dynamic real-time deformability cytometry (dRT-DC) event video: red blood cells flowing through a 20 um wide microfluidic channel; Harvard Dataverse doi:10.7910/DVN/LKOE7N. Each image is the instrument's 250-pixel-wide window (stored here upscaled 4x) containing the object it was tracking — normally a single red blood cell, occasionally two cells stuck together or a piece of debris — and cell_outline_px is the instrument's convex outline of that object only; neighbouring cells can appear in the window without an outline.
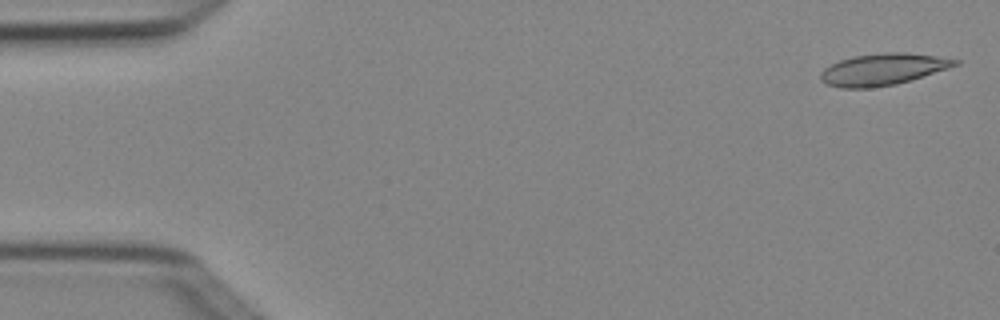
{"species": "Egyptian fruit bat (a non-hibernating species)", "species_latin": "Rousettus aegyptiacus", "temperature_condition": "cold", "stored_images_in_passage": 4, "camera_frame_rate_fps": 3000, "um_per_image_px": 0.085, "animal": {"sex": "female"}, "frame": {"image": 1, "passage_image": 1, "time_ms": 0.0, "image_size_px": [1000, 320], "cell_outline_px": [[960, 64], [948, 68], [896, 84], [868, 88], [840, 88], [828, 84], [820, 80], [820, 72], [824, 68], [840, 60], [852, 56], [884, 52], [904, 52], [936, 56], [960, 60]], "centroid_in_image_um": [75.02, 5.89], "position_along_channel_um": 10.0, "area_um2": 24.68}}
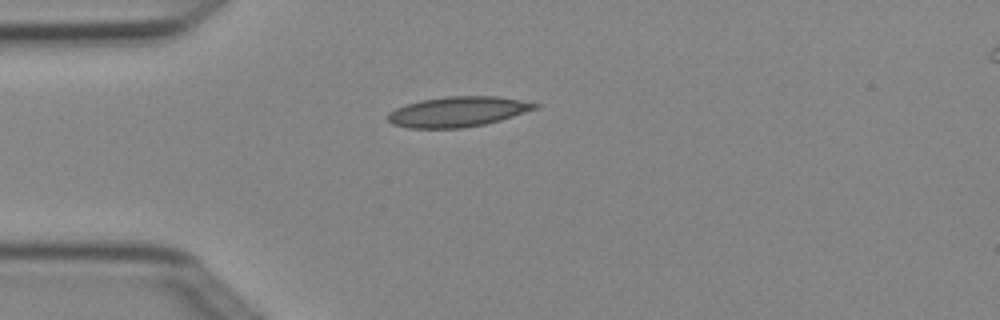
{"frame": {"image": 2, "passage_image": 4, "time_ms": 1.0, "image_size_px": [1000, 320], "cell_outline_px": [[540, 108], [500, 120], [484, 124], [460, 128], [408, 128], [392, 124], [388, 120], [388, 112], [396, 108], [420, 100], [448, 96], [496, 96], [520, 100], [540, 104]], "centroid_in_image_um": [38.93, 9.49], "position_along_channel_um": 46.1, "area_um2": 25.84}}